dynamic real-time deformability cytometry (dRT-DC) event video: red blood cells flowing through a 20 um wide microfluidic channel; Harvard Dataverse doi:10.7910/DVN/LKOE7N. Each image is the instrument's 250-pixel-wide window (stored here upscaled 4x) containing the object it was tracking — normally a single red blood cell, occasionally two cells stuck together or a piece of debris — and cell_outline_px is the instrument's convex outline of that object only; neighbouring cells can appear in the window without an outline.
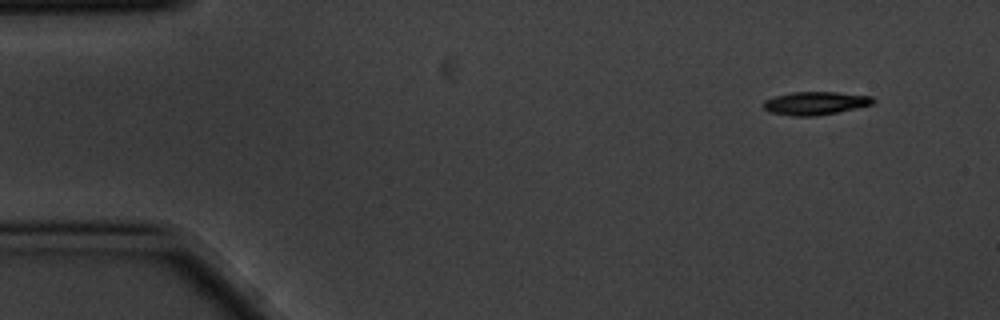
{"species": "common noctule bat (a hibernating species)", "species_latin": "Nyctalus noctula", "temperature_condition": "cold", "stored_images_in_passage": 4, "camera_frame_rate_fps": 3000, "um_per_image_px": 0.085, "animal": {"sex": "male", "body_mass_g": 20.1, "forearm_length_mm": 53.5}, "frame": {"image": 1, "passage_image": 1, "time_ms": 0.0, "image_size_px": [1000, 320], "cell_outline_px": [[876, 100], [872, 104], [836, 112], [816, 116], [792, 116], [768, 112], [764, 108], [764, 100], [776, 96], [792, 92], [836, 92], [872, 96]], "centroid_in_image_um": [69.28, 8.77], "position_along_channel_um": 15.7, "area_um2": 14.68}}
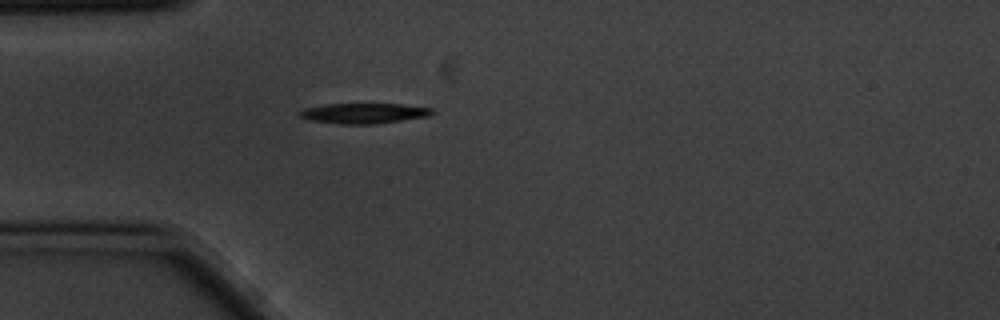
{"frame": {"image": 2, "passage_image": 4, "time_ms": 1.0, "image_size_px": [1000, 320], "cell_outline_px": [[436, 112], [428, 116], [376, 124], [340, 124], [312, 120], [300, 116], [296, 112], [304, 108], [324, 104], [400, 104], [432, 108]], "centroid_in_image_um": [30.92, 9.62], "position_along_channel_um": 54.1, "area_um2": 15.66}}